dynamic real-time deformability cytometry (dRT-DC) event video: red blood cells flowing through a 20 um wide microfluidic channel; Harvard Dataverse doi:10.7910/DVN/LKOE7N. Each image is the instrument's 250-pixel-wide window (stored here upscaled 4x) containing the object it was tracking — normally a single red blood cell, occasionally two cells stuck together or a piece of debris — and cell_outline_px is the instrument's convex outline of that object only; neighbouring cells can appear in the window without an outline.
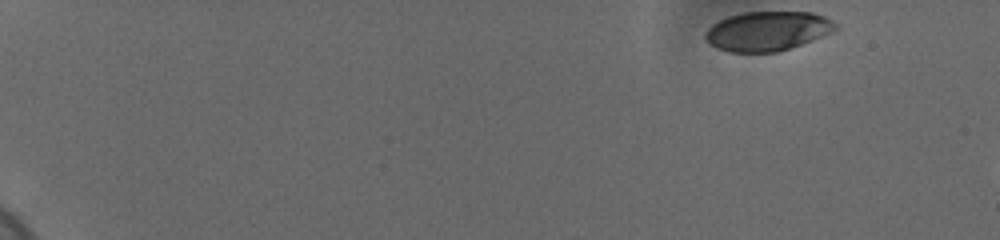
{"species": "human", "species_latin": "Homo sapiens", "temperature_condition": "cold", "stored_images_in_passage": 27, "camera_frame_rate_fps": 3000, "um_per_image_px": 0.085, "donor": {"sex": "female"}, "frame": {"image": 1, "passage_image": 1, "time_ms": 0.0, "image_size_px": [1000, 240], "cell_outline_px": [[840, 24], [832, 32], [800, 44], [776, 52], [728, 52], [712, 44], [704, 36], [708, 28], [712, 24], [728, 16], [744, 12], [812, 12], [824, 16]], "centroid_in_image_um": [65.26, 2.62], "position_along_channel_um": 19.7, "area_um2": 29.59}}
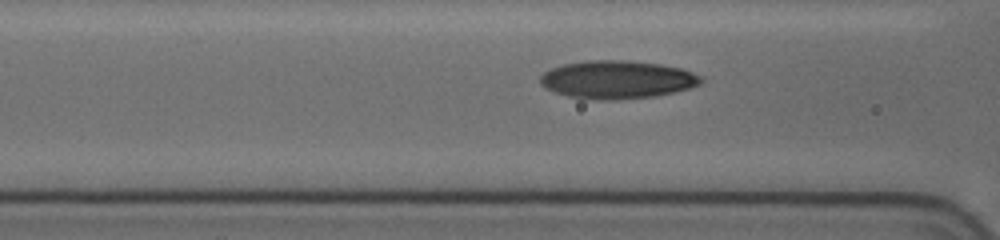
{"frame": {"image": 2, "passage_image": 20, "time_ms": 7.0, "image_size_px": [1000, 240], "cell_outline_px": [[704, 80], [700, 84], [688, 88], [672, 92], [652, 96], [612, 100], [604, 100], [568, 96], [544, 88], [540, 84], [540, 76], [544, 72], [552, 68], [564, 64], [584, 60], [628, 60], [660, 64], [680, 68], [692, 72], [700, 76]], "centroid_in_image_um": [52.43, 6.75], "position_along_channel_um": 114.2, "area_um2": 35.43}}
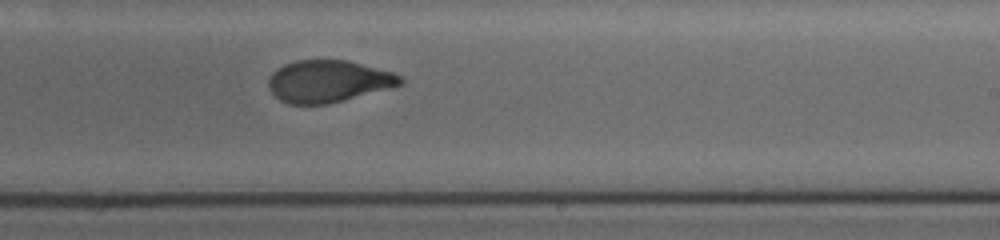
{"frame": {"image": 3, "passage_image": 27, "time_ms": 11.0, "image_size_px": [1000, 240], "cell_outline_px": [[404, 84], [392, 88], [328, 104], [292, 104], [280, 100], [268, 88], [268, 80], [272, 72], [276, 68], [284, 64], [296, 60], [348, 60], [392, 72], [404, 76]], "centroid_in_image_um": [27.93, 6.9], "position_along_channel_um": 261.1, "area_um2": 32.54}}